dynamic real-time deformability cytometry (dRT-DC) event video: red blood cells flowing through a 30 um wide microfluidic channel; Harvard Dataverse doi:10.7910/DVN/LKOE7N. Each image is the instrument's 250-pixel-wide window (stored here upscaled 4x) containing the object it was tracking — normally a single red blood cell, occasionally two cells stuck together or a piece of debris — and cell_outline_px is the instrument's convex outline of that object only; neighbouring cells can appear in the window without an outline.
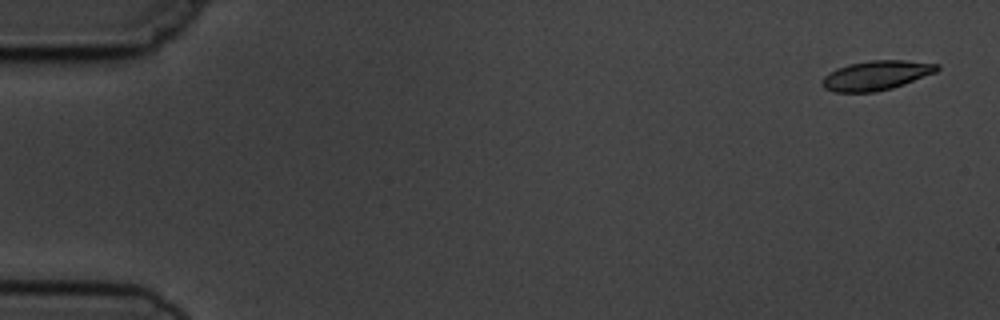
{"species": "common noctule bat (a hibernating species)", "species_latin": "Nyctalus noctula", "temperature_condition": "cold", "stored_images_in_passage": 8, "camera_frame_rate_fps": 3000, "um_per_image_px": 0.085, "animal": {"sex": "male", "body_mass_g": 19.5, "forearm_length_mm": 54.6}, "frame": {"image": 1, "passage_image": 1, "time_ms": 0.0, "image_size_px": [1000, 320], "cell_outline_px": [[940, 68], [936, 72], [904, 84], [892, 88], [876, 92], [836, 92], [824, 88], [820, 84], [820, 80], [824, 76], [836, 68], [848, 64], [872, 60], [904, 60], [940, 64]], "centroid_in_image_um": [74.46, 6.41], "position_along_channel_um": 10.5, "area_um2": 19.83}}
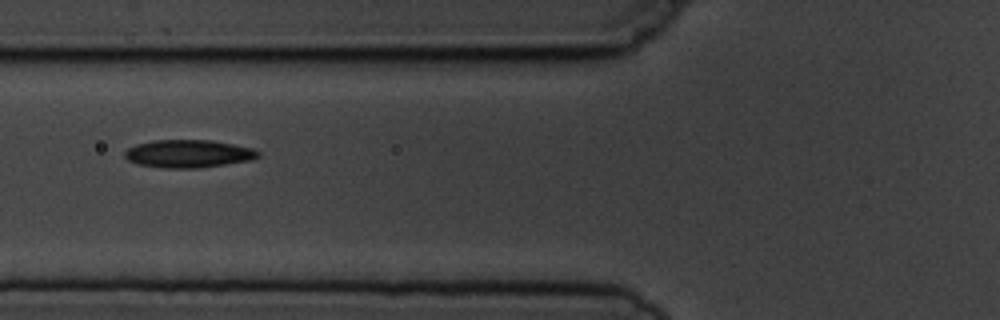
{"frame": {"image": 2, "passage_image": 6, "time_ms": 6.333, "image_size_px": [1000, 320], "cell_outline_px": [[260, 156], [252, 160], [196, 168], [164, 168], [136, 164], [128, 160], [124, 156], [124, 152], [128, 148], [136, 144], [152, 140], [212, 140], [252, 148], [260, 152]], "centroid_in_image_um": [15.99, 13.06], "position_along_channel_um": 109.8, "area_um2": 21.68}}
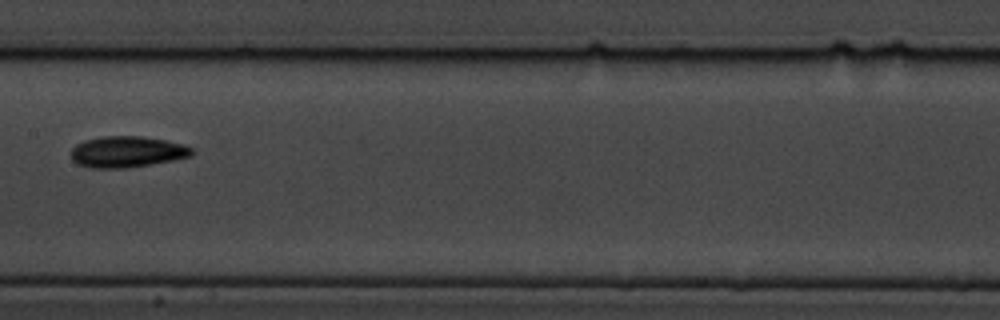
{"frame": {"image": 3, "passage_image": 8, "time_ms": 8.667, "image_size_px": [1000, 320], "cell_outline_px": [[192, 156], [172, 160], [128, 168], [88, 168], [76, 164], [72, 160], [72, 148], [76, 144], [84, 140], [104, 136], [144, 136], [184, 144], [192, 148]], "centroid_in_image_um": [10.77, 12.9], "position_along_channel_um": 196.6, "area_um2": 22.02}}